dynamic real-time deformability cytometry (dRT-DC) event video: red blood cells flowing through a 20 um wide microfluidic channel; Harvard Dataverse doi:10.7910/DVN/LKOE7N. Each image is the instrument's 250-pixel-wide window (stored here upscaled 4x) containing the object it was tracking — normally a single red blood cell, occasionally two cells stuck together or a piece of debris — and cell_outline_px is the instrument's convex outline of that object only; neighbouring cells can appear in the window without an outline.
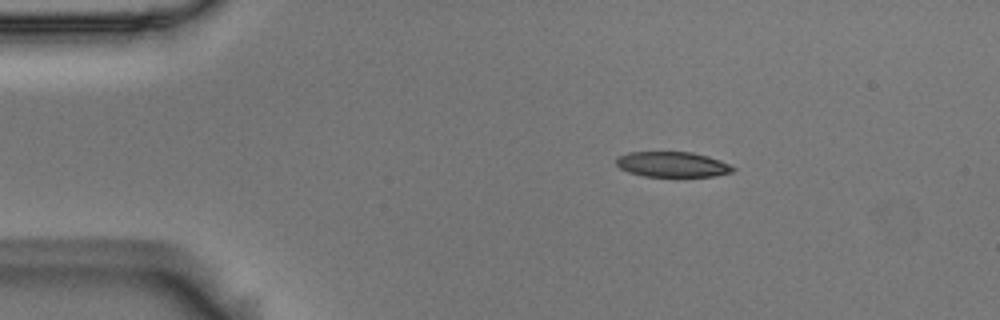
{"species": "Egyptian fruit bat (a non-hibernating species)", "species_latin": "Rousettus aegyptiacus", "temperature_condition": "room temperature", "stored_images_in_passage": 3, "camera_frame_rate_fps": 3000, "um_per_image_px": 0.085, "animal": {"sex": "male"}, "frame": {"image": 1, "passage_image": 1, "time_ms": 0.0, "image_size_px": [1000, 320], "cell_outline_px": [[736, 168], [732, 172], [716, 176], [644, 176], [628, 172], [620, 168], [616, 164], [616, 156], [628, 152], [692, 152], [708, 156], [720, 160]], "centroid_in_image_um": [57.13, 13.97], "position_along_channel_um": 27.9, "area_um2": 17.22}}
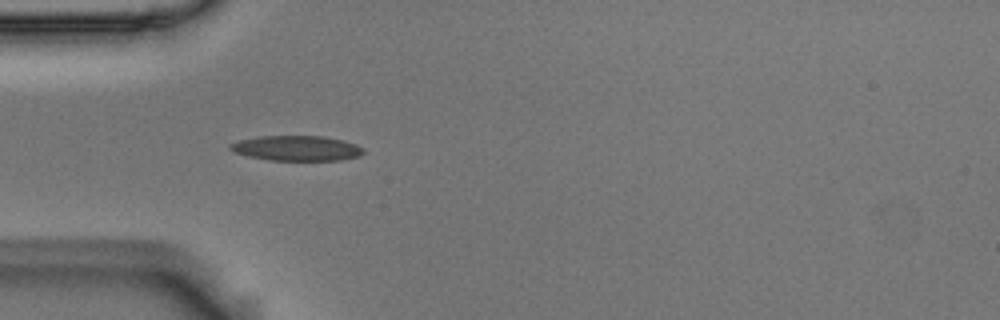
{"frame": {"image": 2, "passage_image": 3, "time_ms": 0.667, "image_size_px": [1000, 320], "cell_outline_px": [[364, 152], [360, 156], [340, 160], [268, 160], [248, 156], [236, 152], [228, 148], [228, 144], [240, 140], [256, 136], [324, 136], [344, 140], [356, 144], [364, 148]], "centroid_in_image_um": [25.23, 12.59], "position_along_channel_um": 59.8, "area_um2": 19.59}}